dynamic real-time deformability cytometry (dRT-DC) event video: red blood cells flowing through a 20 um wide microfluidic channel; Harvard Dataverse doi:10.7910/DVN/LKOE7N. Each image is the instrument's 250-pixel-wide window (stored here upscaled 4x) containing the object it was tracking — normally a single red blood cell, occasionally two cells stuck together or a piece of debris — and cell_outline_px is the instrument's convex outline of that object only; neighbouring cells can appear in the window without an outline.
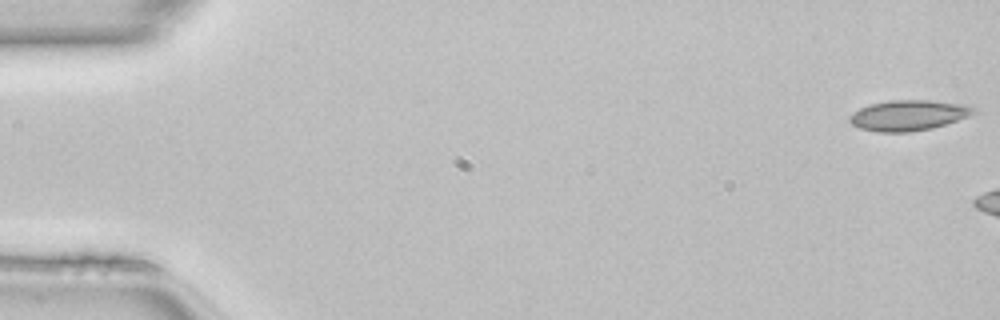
{"species": "common noctule bat (a hibernating species)", "species_latin": "Nyctalus noctula", "temperature_condition": "room temperature", "stored_images_in_passage": 6, "camera_frame_rate_fps": 3000, "um_per_image_px": 0.085, "animal": {"sex": "female", "body_mass_g": 22.7, "forearm_length_mm": 54.2}, "frame": {"image": 1, "passage_image": 1, "time_ms": 0.0, "image_size_px": [1000, 320], "cell_outline_px": [[980, 112], [932, 128], [908, 132], [876, 132], [860, 128], [852, 124], [848, 120], [848, 116], [852, 112], [868, 104], [888, 100], [932, 100], [964, 104], [980, 108]], "centroid_in_image_um": [77.23, 9.79], "position_along_channel_um": 7.8, "area_um2": 22.37}}